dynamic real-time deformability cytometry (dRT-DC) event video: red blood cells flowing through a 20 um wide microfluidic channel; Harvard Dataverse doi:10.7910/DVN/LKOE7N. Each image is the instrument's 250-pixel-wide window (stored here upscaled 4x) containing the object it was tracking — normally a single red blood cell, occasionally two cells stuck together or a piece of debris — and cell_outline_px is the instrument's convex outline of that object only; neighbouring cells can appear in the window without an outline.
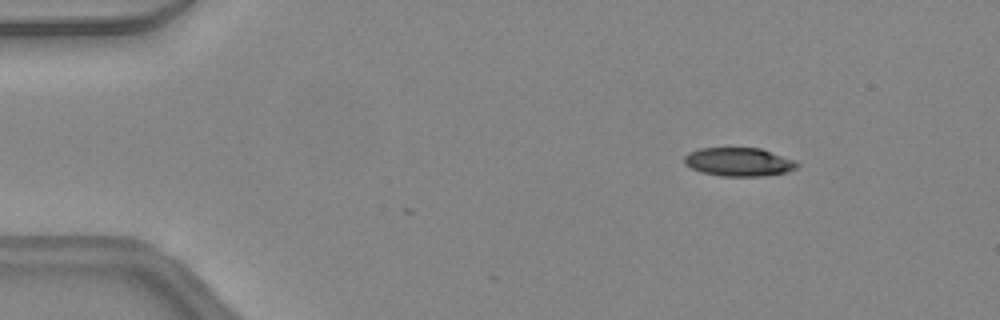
{"species": "common noctule bat (a hibernating species)", "species_latin": "Nyctalus noctula", "temperature_condition": "warm", "stored_images_in_passage": 7, "camera_frame_rate_fps": 3000, "um_per_image_px": 0.085, "animal": {"sex": "female", "body_mass_g": 24.6, "forearm_length_mm": 56.2}, "frame": {"image": 1, "passage_image": 2, "time_ms": 0.333, "image_size_px": [1000, 320], "cell_outline_px": [[800, 164], [796, 168], [788, 172], [764, 176], [720, 176], [700, 172], [684, 164], [684, 156], [688, 152], [700, 148], [760, 148], [796, 160]], "centroid_in_image_um": [62.81, 13.77], "position_along_channel_um": 22.2, "area_um2": 18.96}}